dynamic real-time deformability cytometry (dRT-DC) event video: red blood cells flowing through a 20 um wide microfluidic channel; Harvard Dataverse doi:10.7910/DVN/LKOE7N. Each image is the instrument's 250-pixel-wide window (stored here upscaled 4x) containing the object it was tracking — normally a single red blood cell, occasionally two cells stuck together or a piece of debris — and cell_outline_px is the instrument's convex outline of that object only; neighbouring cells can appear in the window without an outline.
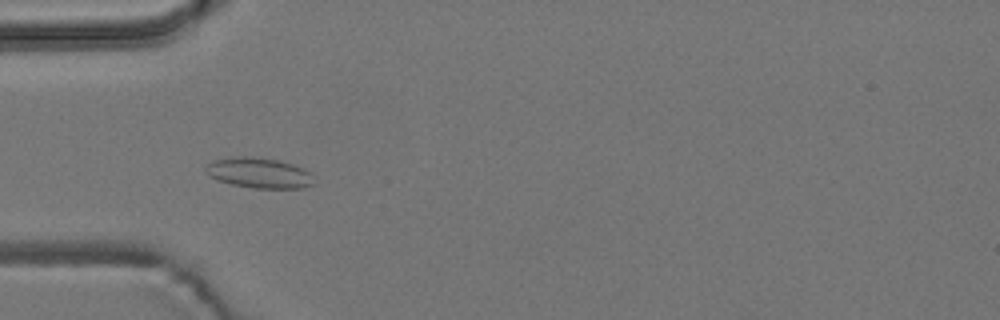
{"species": "common noctule bat (a hibernating species)", "species_latin": "Nyctalus noctula", "temperature_condition": "room temperature", "stored_images_in_passage": 5, "camera_frame_rate_fps": 3000, "um_per_image_px": 0.085, "animal": {"sex": "male", "body_mass_g": 19.2, "forearm_length_mm": 51.8}, "frame": {"image": 1, "passage_image": 4, "time_ms": 4.667, "image_size_px": [1000, 320], "cell_outline_px": [[316, 184], [304, 188], [252, 188], [232, 184], [216, 180], [208, 176], [204, 168], [212, 160], [240, 156], [244, 156], [280, 160], [304, 168], [312, 172]], "centroid_in_image_um": [22.06, 14.71], "position_along_channel_um": 62.9, "area_um2": 19.48}}